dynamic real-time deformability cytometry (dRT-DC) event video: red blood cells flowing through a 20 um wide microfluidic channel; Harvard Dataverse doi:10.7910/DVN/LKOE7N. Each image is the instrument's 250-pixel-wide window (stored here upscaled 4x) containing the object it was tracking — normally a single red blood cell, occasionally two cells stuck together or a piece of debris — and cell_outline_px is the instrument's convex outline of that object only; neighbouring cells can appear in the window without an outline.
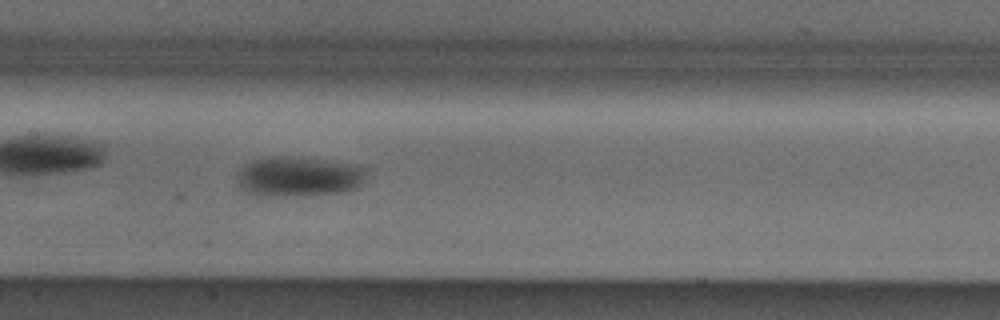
{"species": "Egyptian fruit bat (a non-hibernating species)", "species_latin": "Rousettus aegyptiacus", "temperature_condition": "cold", "stored_images_in_passage": 49, "camera_frame_rate_fps": 3000, "um_per_image_px": 0.085, "animal": {"sex": "male"}, "frame": {"image": 1, "passage_image": 22, "time_ms": 7.0, "image_size_px": [1000, 320], "cell_outline_px": [[368, 168], [364, 184], [356, 188], [344, 192], [308, 196], [256, 196], [240, 188], [236, 176], [240, 168], [244, 164], [252, 160], [280, 156], [284, 156], [364, 164]], "centroid_in_image_um": [25.46, 15.02], "position_along_channel_um": 181.9, "area_um2": 30.98}}
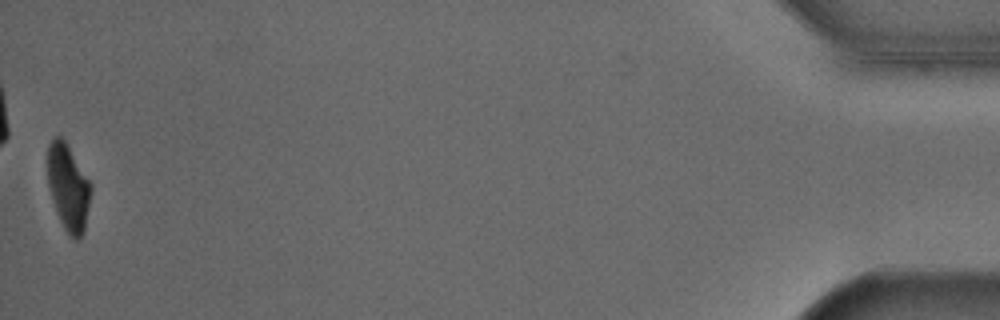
{"frame": {"image": 2, "passage_image": 49, "time_ms": 16.0, "image_size_px": [1000, 320], "cell_outline_px": [[92, 192], [84, 228], [80, 240], [76, 240], [68, 236], [60, 220], [48, 184], [48, 144], [56, 136], [60, 136], [64, 140], [92, 184]], "centroid_in_image_um": [5.82, 15.95], "position_along_channel_um": 429.4, "area_um2": 21.5}, "authors_computed_cell_mechanics": {"area_um2": 26.7036, "velocity_mm_per_s": 3.8664, "shape_relaxation_time_tau1_ms": 3.0638, "shape_relaxation_time_tau2_ms": null, "deformation_change_tau1": 0.1029, "deformation_change_tau2": null}}